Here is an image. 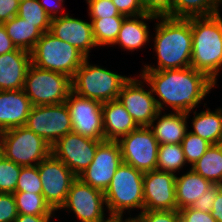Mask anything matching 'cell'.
<instances>
[{
    "instance_id": "1",
    "label": "cell",
    "mask_w": 222,
    "mask_h": 222,
    "mask_svg": "<svg viewBox=\"0 0 222 222\" xmlns=\"http://www.w3.org/2000/svg\"><path fill=\"white\" fill-rule=\"evenodd\" d=\"M149 83L160 111L190 112L199 107L217 84L205 73L194 68L140 71ZM166 105V106H165Z\"/></svg>"
},
{
    "instance_id": "2",
    "label": "cell",
    "mask_w": 222,
    "mask_h": 222,
    "mask_svg": "<svg viewBox=\"0 0 222 222\" xmlns=\"http://www.w3.org/2000/svg\"><path fill=\"white\" fill-rule=\"evenodd\" d=\"M154 52L157 65L145 64L141 71L180 69L191 66V18L157 17Z\"/></svg>"
},
{
    "instance_id": "3",
    "label": "cell",
    "mask_w": 222,
    "mask_h": 222,
    "mask_svg": "<svg viewBox=\"0 0 222 222\" xmlns=\"http://www.w3.org/2000/svg\"><path fill=\"white\" fill-rule=\"evenodd\" d=\"M191 67L205 73L217 84L222 68V17L215 14L192 17Z\"/></svg>"
},
{
    "instance_id": "4",
    "label": "cell",
    "mask_w": 222,
    "mask_h": 222,
    "mask_svg": "<svg viewBox=\"0 0 222 222\" xmlns=\"http://www.w3.org/2000/svg\"><path fill=\"white\" fill-rule=\"evenodd\" d=\"M143 175L133 166L121 163L104 192L110 218L123 219L126 210L129 214L137 209H140L139 213L144 210Z\"/></svg>"
},
{
    "instance_id": "5",
    "label": "cell",
    "mask_w": 222,
    "mask_h": 222,
    "mask_svg": "<svg viewBox=\"0 0 222 222\" xmlns=\"http://www.w3.org/2000/svg\"><path fill=\"white\" fill-rule=\"evenodd\" d=\"M129 78L100 65L90 64L89 58H86L71 79L72 92L105 103L117 100Z\"/></svg>"
},
{
    "instance_id": "6",
    "label": "cell",
    "mask_w": 222,
    "mask_h": 222,
    "mask_svg": "<svg viewBox=\"0 0 222 222\" xmlns=\"http://www.w3.org/2000/svg\"><path fill=\"white\" fill-rule=\"evenodd\" d=\"M31 53V64L38 68L60 72L71 79L86 57L68 42L45 32L36 42Z\"/></svg>"
},
{
    "instance_id": "7",
    "label": "cell",
    "mask_w": 222,
    "mask_h": 222,
    "mask_svg": "<svg viewBox=\"0 0 222 222\" xmlns=\"http://www.w3.org/2000/svg\"><path fill=\"white\" fill-rule=\"evenodd\" d=\"M23 91L32 106L65 103L68 94L72 91L71 78L63 73L41 69L30 64Z\"/></svg>"
},
{
    "instance_id": "8",
    "label": "cell",
    "mask_w": 222,
    "mask_h": 222,
    "mask_svg": "<svg viewBox=\"0 0 222 222\" xmlns=\"http://www.w3.org/2000/svg\"><path fill=\"white\" fill-rule=\"evenodd\" d=\"M1 154L21 166H37L51 154V146L25 126L0 133Z\"/></svg>"
},
{
    "instance_id": "9",
    "label": "cell",
    "mask_w": 222,
    "mask_h": 222,
    "mask_svg": "<svg viewBox=\"0 0 222 222\" xmlns=\"http://www.w3.org/2000/svg\"><path fill=\"white\" fill-rule=\"evenodd\" d=\"M24 126L41 136L51 147L64 135L72 132L66 103L32 106Z\"/></svg>"
},
{
    "instance_id": "10",
    "label": "cell",
    "mask_w": 222,
    "mask_h": 222,
    "mask_svg": "<svg viewBox=\"0 0 222 222\" xmlns=\"http://www.w3.org/2000/svg\"><path fill=\"white\" fill-rule=\"evenodd\" d=\"M136 77L130 76L124 83L117 100L124 106L138 127H149L160 110L149 83L141 74ZM144 86L149 89L146 90Z\"/></svg>"
},
{
    "instance_id": "11",
    "label": "cell",
    "mask_w": 222,
    "mask_h": 222,
    "mask_svg": "<svg viewBox=\"0 0 222 222\" xmlns=\"http://www.w3.org/2000/svg\"><path fill=\"white\" fill-rule=\"evenodd\" d=\"M117 142L123 163L143 173L156 170L159 144L149 127H138Z\"/></svg>"
},
{
    "instance_id": "12",
    "label": "cell",
    "mask_w": 222,
    "mask_h": 222,
    "mask_svg": "<svg viewBox=\"0 0 222 222\" xmlns=\"http://www.w3.org/2000/svg\"><path fill=\"white\" fill-rule=\"evenodd\" d=\"M104 205H106L104 193L77 177L59 210L73 212L80 222H108L111 218L104 212L106 210Z\"/></svg>"
},
{
    "instance_id": "13",
    "label": "cell",
    "mask_w": 222,
    "mask_h": 222,
    "mask_svg": "<svg viewBox=\"0 0 222 222\" xmlns=\"http://www.w3.org/2000/svg\"><path fill=\"white\" fill-rule=\"evenodd\" d=\"M37 167L42 183V195L53 210L59 211L77 176L52 153Z\"/></svg>"
},
{
    "instance_id": "14",
    "label": "cell",
    "mask_w": 222,
    "mask_h": 222,
    "mask_svg": "<svg viewBox=\"0 0 222 222\" xmlns=\"http://www.w3.org/2000/svg\"><path fill=\"white\" fill-rule=\"evenodd\" d=\"M65 103L70 113L72 132L105 141L101 102L78 96L71 91Z\"/></svg>"
},
{
    "instance_id": "15",
    "label": "cell",
    "mask_w": 222,
    "mask_h": 222,
    "mask_svg": "<svg viewBox=\"0 0 222 222\" xmlns=\"http://www.w3.org/2000/svg\"><path fill=\"white\" fill-rule=\"evenodd\" d=\"M102 142L70 132L51 147V153L78 177L92 163Z\"/></svg>"
},
{
    "instance_id": "16",
    "label": "cell",
    "mask_w": 222,
    "mask_h": 222,
    "mask_svg": "<svg viewBox=\"0 0 222 222\" xmlns=\"http://www.w3.org/2000/svg\"><path fill=\"white\" fill-rule=\"evenodd\" d=\"M122 162L119 143L117 141H103L97 147L92 163L78 178L104 193Z\"/></svg>"
},
{
    "instance_id": "17",
    "label": "cell",
    "mask_w": 222,
    "mask_h": 222,
    "mask_svg": "<svg viewBox=\"0 0 222 222\" xmlns=\"http://www.w3.org/2000/svg\"><path fill=\"white\" fill-rule=\"evenodd\" d=\"M176 174L153 170L144 172L143 198L144 210H175Z\"/></svg>"
},
{
    "instance_id": "18",
    "label": "cell",
    "mask_w": 222,
    "mask_h": 222,
    "mask_svg": "<svg viewBox=\"0 0 222 222\" xmlns=\"http://www.w3.org/2000/svg\"><path fill=\"white\" fill-rule=\"evenodd\" d=\"M49 32L78 49L86 58H90V50L97 47L91 21L73 18L69 14L51 18Z\"/></svg>"
},
{
    "instance_id": "19",
    "label": "cell",
    "mask_w": 222,
    "mask_h": 222,
    "mask_svg": "<svg viewBox=\"0 0 222 222\" xmlns=\"http://www.w3.org/2000/svg\"><path fill=\"white\" fill-rule=\"evenodd\" d=\"M30 64L31 53L23 49L0 55V91L23 89Z\"/></svg>"
},
{
    "instance_id": "20",
    "label": "cell",
    "mask_w": 222,
    "mask_h": 222,
    "mask_svg": "<svg viewBox=\"0 0 222 222\" xmlns=\"http://www.w3.org/2000/svg\"><path fill=\"white\" fill-rule=\"evenodd\" d=\"M31 108L23 89L0 91V133L24 126Z\"/></svg>"
},
{
    "instance_id": "21",
    "label": "cell",
    "mask_w": 222,
    "mask_h": 222,
    "mask_svg": "<svg viewBox=\"0 0 222 222\" xmlns=\"http://www.w3.org/2000/svg\"><path fill=\"white\" fill-rule=\"evenodd\" d=\"M160 111L149 125L159 145L181 144L188 131L189 112L164 113ZM162 115V116H161ZM157 120V122H156ZM156 123V124H154Z\"/></svg>"
},
{
    "instance_id": "22",
    "label": "cell",
    "mask_w": 222,
    "mask_h": 222,
    "mask_svg": "<svg viewBox=\"0 0 222 222\" xmlns=\"http://www.w3.org/2000/svg\"><path fill=\"white\" fill-rule=\"evenodd\" d=\"M156 18V16L147 13L134 17H126L112 46L118 45L125 51L133 52L148 45L151 37L146 21H155Z\"/></svg>"
},
{
    "instance_id": "23",
    "label": "cell",
    "mask_w": 222,
    "mask_h": 222,
    "mask_svg": "<svg viewBox=\"0 0 222 222\" xmlns=\"http://www.w3.org/2000/svg\"><path fill=\"white\" fill-rule=\"evenodd\" d=\"M105 141H118L138 128L131 115L118 100L102 103Z\"/></svg>"
},
{
    "instance_id": "24",
    "label": "cell",
    "mask_w": 222,
    "mask_h": 222,
    "mask_svg": "<svg viewBox=\"0 0 222 222\" xmlns=\"http://www.w3.org/2000/svg\"><path fill=\"white\" fill-rule=\"evenodd\" d=\"M213 185L191 168L183 175L178 176L176 174L175 195L177 210L192 207L195 201Z\"/></svg>"
},
{
    "instance_id": "25",
    "label": "cell",
    "mask_w": 222,
    "mask_h": 222,
    "mask_svg": "<svg viewBox=\"0 0 222 222\" xmlns=\"http://www.w3.org/2000/svg\"><path fill=\"white\" fill-rule=\"evenodd\" d=\"M192 117L190 132L197 135L212 145L222 144V108L219 107L215 111L210 108L197 113L195 110Z\"/></svg>"
},
{
    "instance_id": "26",
    "label": "cell",
    "mask_w": 222,
    "mask_h": 222,
    "mask_svg": "<svg viewBox=\"0 0 222 222\" xmlns=\"http://www.w3.org/2000/svg\"><path fill=\"white\" fill-rule=\"evenodd\" d=\"M2 24L16 48L28 52L32 51L36 42L43 35L35 24H31L17 15Z\"/></svg>"
},
{
    "instance_id": "27",
    "label": "cell",
    "mask_w": 222,
    "mask_h": 222,
    "mask_svg": "<svg viewBox=\"0 0 222 222\" xmlns=\"http://www.w3.org/2000/svg\"><path fill=\"white\" fill-rule=\"evenodd\" d=\"M191 169L214 185H222V144L211 145Z\"/></svg>"
},
{
    "instance_id": "28",
    "label": "cell",
    "mask_w": 222,
    "mask_h": 222,
    "mask_svg": "<svg viewBox=\"0 0 222 222\" xmlns=\"http://www.w3.org/2000/svg\"><path fill=\"white\" fill-rule=\"evenodd\" d=\"M222 0H173L172 18L206 17L220 13Z\"/></svg>"
},
{
    "instance_id": "29",
    "label": "cell",
    "mask_w": 222,
    "mask_h": 222,
    "mask_svg": "<svg viewBox=\"0 0 222 222\" xmlns=\"http://www.w3.org/2000/svg\"><path fill=\"white\" fill-rule=\"evenodd\" d=\"M126 16H111L106 18H90L93 35L97 47H112L117 39L123 20Z\"/></svg>"
},
{
    "instance_id": "30",
    "label": "cell",
    "mask_w": 222,
    "mask_h": 222,
    "mask_svg": "<svg viewBox=\"0 0 222 222\" xmlns=\"http://www.w3.org/2000/svg\"><path fill=\"white\" fill-rule=\"evenodd\" d=\"M184 152L181 144H162L158 147L156 170L176 174L187 167Z\"/></svg>"
},
{
    "instance_id": "31",
    "label": "cell",
    "mask_w": 222,
    "mask_h": 222,
    "mask_svg": "<svg viewBox=\"0 0 222 222\" xmlns=\"http://www.w3.org/2000/svg\"><path fill=\"white\" fill-rule=\"evenodd\" d=\"M18 214L56 215L42 194L33 192H14Z\"/></svg>"
},
{
    "instance_id": "32",
    "label": "cell",
    "mask_w": 222,
    "mask_h": 222,
    "mask_svg": "<svg viewBox=\"0 0 222 222\" xmlns=\"http://www.w3.org/2000/svg\"><path fill=\"white\" fill-rule=\"evenodd\" d=\"M17 16L31 24H35L43 33L50 30L51 17L46 13L38 0L19 2Z\"/></svg>"
},
{
    "instance_id": "33",
    "label": "cell",
    "mask_w": 222,
    "mask_h": 222,
    "mask_svg": "<svg viewBox=\"0 0 222 222\" xmlns=\"http://www.w3.org/2000/svg\"><path fill=\"white\" fill-rule=\"evenodd\" d=\"M22 166L0 154V193L13 194Z\"/></svg>"
},
{
    "instance_id": "34",
    "label": "cell",
    "mask_w": 222,
    "mask_h": 222,
    "mask_svg": "<svg viewBox=\"0 0 222 222\" xmlns=\"http://www.w3.org/2000/svg\"><path fill=\"white\" fill-rule=\"evenodd\" d=\"M185 160L190 167L200 159L206 150L212 145L203 138L187 131L181 142Z\"/></svg>"
},
{
    "instance_id": "35",
    "label": "cell",
    "mask_w": 222,
    "mask_h": 222,
    "mask_svg": "<svg viewBox=\"0 0 222 222\" xmlns=\"http://www.w3.org/2000/svg\"><path fill=\"white\" fill-rule=\"evenodd\" d=\"M15 192L42 194V183L37 166H22Z\"/></svg>"
},
{
    "instance_id": "36",
    "label": "cell",
    "mask_w": 222,
    "mask_h": 222,
    "mask_svg": "<svg viewBox=\"0 0 222 222\" xmlns=\"http://www.w3.org/2000/svg\"><path fill=\"white\" fill-rule=\"evenodd\" d=\"M132 219L134 222H180V214L175 210H143Z\"/></svg>"
},
{
    "instance_id": "37",
    "label": "cell",
    "mask_w": 222,
    "mask_h": 222,
    "mask_svg": "<svg viewBox=\"0 0 222 222\" xmlns=\"http://www.w3.org/2000/svg\"><path fill=\"white\" fill-rule=\"evenodd\" d=\"M90 18H106L121 15L112 0H86Z\"/></svg>"
},
{
    "instance_id": "38",
    "label": "cell",
    "mask_w": 222,
    "mask_h": 222,
    "mask_svg": "<svg viewBox=\"0 0 222 222\" xmlns=\"http://www.w3.org/2000/svg\"><path fill=\"white\" fill-rule=\"evenodd\" d=\"M145 13L156 17H172L173 0H140Z\"/></svg>"
},
{
    "instance_id": "39",
    "label": "cell",
    "mask_w": 222,
    "mask_h": 222,
    "mask_svg": "<svg viewBox=\"0 0 222 222\" xmlns=\"http://www.w3.org/2000/svg\"><path fill=\"white\" fill-rule=\"evenodd\" d=\"M18 213L13 194L0 193V222H14Z\"/></svg>"
},
{
    "instance_id": "40",
    "label": "cell",
    "mask_w": 222,
    "mask_h": 222,
    "mask_svg": "<svg viewBox=\"0 0 222 222\" xmlns=\"http://www.w3.org/2000/svg\"><path fill=\"white\" fill-rule=\"evenodd\" d=\"M221 189L222 185H213L195 201L192 208L203 212H211L214 200Z\"/></svg>"
},
{
    "instance_id": "41",
    "label": "cell",
    "mask_w": 222,
    "mask_h": 222,
    "mask_svg": "<svg viewBox=\"0 0 222 222\" xmlns=\"http://www.w3.org/2000/svg\"><path fill=\"white\" fill-rule=\"evenodd\" d=\"M121 15L134 17L145 14L140 0H112Z\"/></svg>"
},
{
    "instance_id": "42",
    "label": "cell",
    "mask_w": 222,
    "mask_h": 222,
    "mask_svg": "<svg viewBox=\"0 0 222 222\" xmlns=\"http://www.w3.org/2000/svg\"><path fill=\"white\" fill-rule=\"evenodd\" d=\"M180 222H217L210 212H203L192 207H186L178 210Z\"/></svg>"
},
{
    "instance_id": "43",
    "label": "cell",
    "mask_w": 222,
    "mask_h": 222,
    "mask_svg": "<svg viewBox=\"0 0 222 222\" xmlns=\"http://www.w3.org/2000/svg\"><path fill=\"white\" fill-rule=\"evenodd\" d=\"M18 0H0V24L10 20L18 14Z\"/></svg>"
},
{
    "instance_id": "44",
    "label": "cell",
    "mask_w": 222,
    "mask_h": 222,
    "mask_svg": "<svg viewBox=\"0 0 222 222\" xmlns=\"http://www.w3.org/2000/svg\"><path fill=\"white\" fill-rule=\"evenodd\" d=\"M38 1L51 18L58 17V15H60L59 13H61L60 16H62V14L63 16L68 14V13H63L64 0H38Z\"/></svg>"
},
{
    "instance_id": "45",
    "label": "cell",
    "mask_w": 222,
    "mask_h": 222,
    "mask_svg": "<svg viewBox=\"0 0 222 222\" xmlns=\"http://www.w3.org/2000/svg\"><path fill=\"white\" fill-rule=\"evenodd\" d=\"M16 49V46L13 44L12 40L6 33L4 25L0 24V55Z\"/></svg>"
},
{
    "instance_id": "46",
    "label": "cell",
    "mask_w": 222,
    "mask_h": 222,
    "mask_svg": "<svg viewBox=\"0 0 222 222\" xmlns=\"http://www.w3.org/2000/svg\"><path fill=\"white\" fill-rule=\"evenodd\" d=\"M57 215H28L18 214L14 222H51L52 217Z\"/></svg>"
},
{
    "instance_id": "47",
    "label": "cell",
    "mask_w": 222,
    "mask_h": 222,
    "mask_svg": "<svg viewBox=\"0 0 222 222\" xmlns=\"http://www.w3.org/2000/svg\"><path fill=\"white\" fill-rule=\"evenodd\" d=\"M210 213L217 222H222V189L218 192Z\"/></svg>"
},
{
    "instance_id": "48",
    "label": "cell",
    "mask_w": 222,
    "mask_h": 222,
    "mask_svg": "<svg viewBox=\"0 0 222 222\" xmlns=\"http://www.w3.org/2000/svg\"><path fill=\"white\" fill-rule=\"evenodd\" d=\"M117 222H134L132 219H117Z\"/></svg>"
},
{
    "instance_id": "49",
    "label": "cell",
    "mask_w": 222,
    "mask_h": 222,
    "mask_svg": "<svg viewBox=\"0 0 222 222\" xmlns=\"http://www.w3.org/2000/svg\"><path fill=\"white\" fill-rule=\"evenodd\" d=\"M108 222H117V219L111 218Z\"/></svg>"
}]
</instances>
